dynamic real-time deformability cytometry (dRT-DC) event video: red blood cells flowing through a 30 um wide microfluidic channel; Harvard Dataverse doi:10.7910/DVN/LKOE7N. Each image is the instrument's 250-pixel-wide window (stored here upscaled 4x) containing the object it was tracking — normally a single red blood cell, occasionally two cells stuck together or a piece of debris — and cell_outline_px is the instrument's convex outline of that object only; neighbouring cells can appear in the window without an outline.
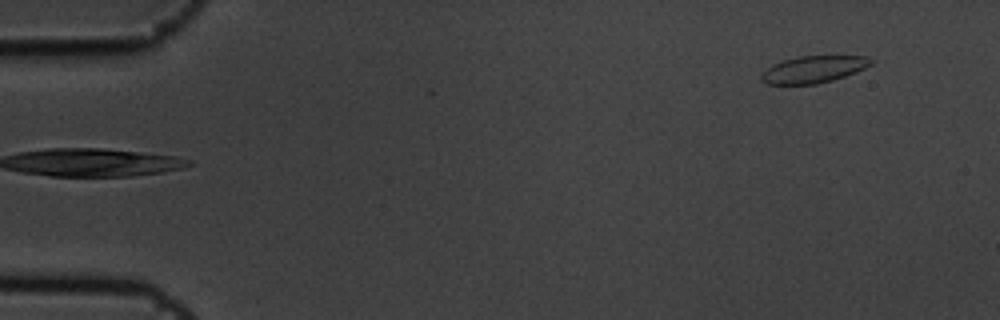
{"species": "common noctule bat (a hibernating species)", "species_latin": "Nyctalus noctula", "temperature_condition": "cold", "stored_images_in_passage": 4, "camera_frame_rate_fps": 3000, "um_per_image_px": 0.085, "animal": {"sex": "male", "body_mass_g": 19.5, "forearm_length_mm": 54.6}, "frame": {"image": 1, "passage_image": 1, "time_ms": 0.0, "image_size_px": [1000, 320], "cell_outline_px": [[872, 64], [864, 68], [844, 76], [832, 80], [816, 84], [764, 84], [760, 80], [760, 72], [772, 64], [796, 56], [868, 56], [872, 60]], "centroid_in_image_um": [69.07, 5.89], "position_along_channel_um": 15.9, "area_um2": 17.28}}